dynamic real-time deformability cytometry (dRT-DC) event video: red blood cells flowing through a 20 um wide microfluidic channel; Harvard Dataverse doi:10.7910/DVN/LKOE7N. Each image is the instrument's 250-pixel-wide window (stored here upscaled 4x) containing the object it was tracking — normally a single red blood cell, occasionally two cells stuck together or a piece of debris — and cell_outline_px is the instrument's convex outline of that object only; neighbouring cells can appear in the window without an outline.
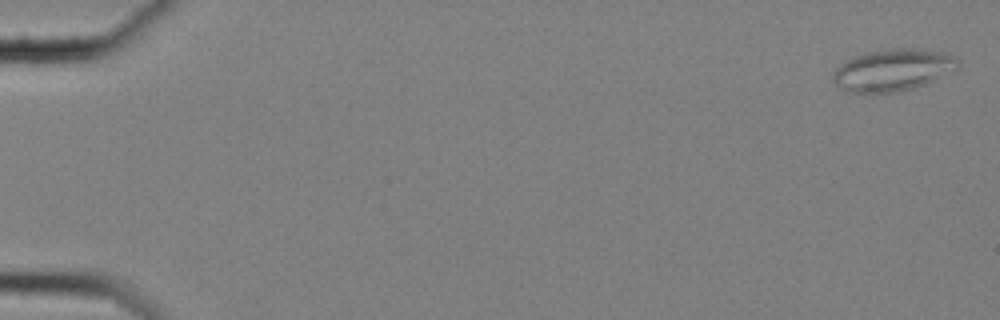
{"species": "common noctule bat (a hibernating species)", "species_latin": "Nyctalus noctula", "temperature_condition": "cold", "stored_images_in_passage": 59, "camera_frame_rate_fps": 3000, "um_per_image_px": 0.085, "animal": {"sex": "female", "body_mass_g": 25.1}, "frame": {"image": 1, "passage_image": 2, "time_ms": 0.333, "image_size_px": [1000, 320], "cell_outline_px": [[960, 60], [956, 68], [924, 84], [912, 88], [892, 92], [848, 92], [840, 88], [832, 80], [832, 76], [836, 68], [840, 64], [856, 56], [872, 52], [892, 48], [912, 48], [944, 52], [956, 56]], "centroid_in_image_um": [75.88, 5.94], "position_along_channel_um": 9.1, "area_um2": 29.94}}
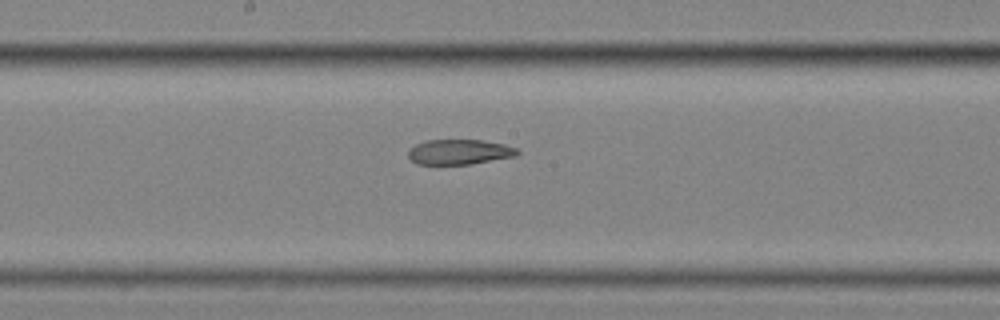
{"frame": {"image": 2, "passage_image": 33, "time_ms": 10.667, "image_size_px": [1000, 320], "cell_outline_px": [[520, 152], [516, 156], [472, 164], [416, 164], [408, 156], [408, 152], [416, 144], [428, 140], [480, 140], [504, 144], [516, 148]], "centroid_in_image_um": [39.07, 12.92], "position_along_channel_um": 209.1, "area_um2": 15.84}}
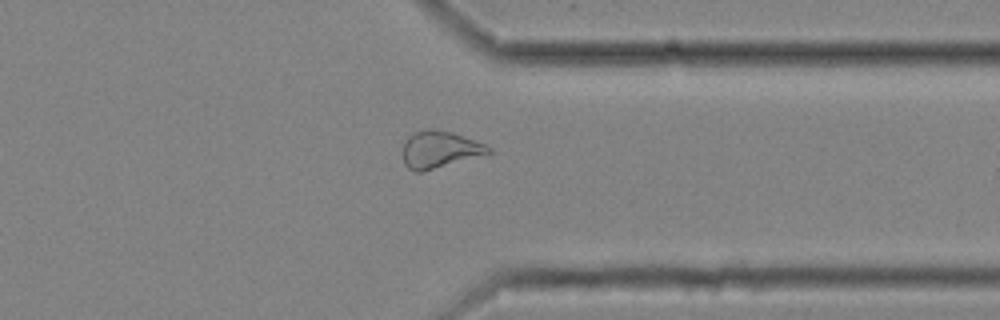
{"frame": {"image": 3, "passage_image": 47, "time_ms": 15.333, "image_size_px": [1000, 320], "cell_outline_px": [[492, 152], [420, 172], [416, 172], [408, 168], [404, 164], [404, 140], [408, 136], [424, 128], [432, 128], [452, 132], [484, 144], [492, 148]], "centroid_in_image_um": [37.33, 12.68], "position_along_channel_um": 374.1, "area_um2": 18.09}, "authors_computed_cell_mechanics": {"area_um2": 20.8658, "velocity_mm_per_s": 3.5313, "shape_relaxation_time_tau1_ms": null, "shape_relaxation_time_tau2_ms": 3.6711, "deformation_change_tau1": null, "deformation_change_tau2": 0.1104}}